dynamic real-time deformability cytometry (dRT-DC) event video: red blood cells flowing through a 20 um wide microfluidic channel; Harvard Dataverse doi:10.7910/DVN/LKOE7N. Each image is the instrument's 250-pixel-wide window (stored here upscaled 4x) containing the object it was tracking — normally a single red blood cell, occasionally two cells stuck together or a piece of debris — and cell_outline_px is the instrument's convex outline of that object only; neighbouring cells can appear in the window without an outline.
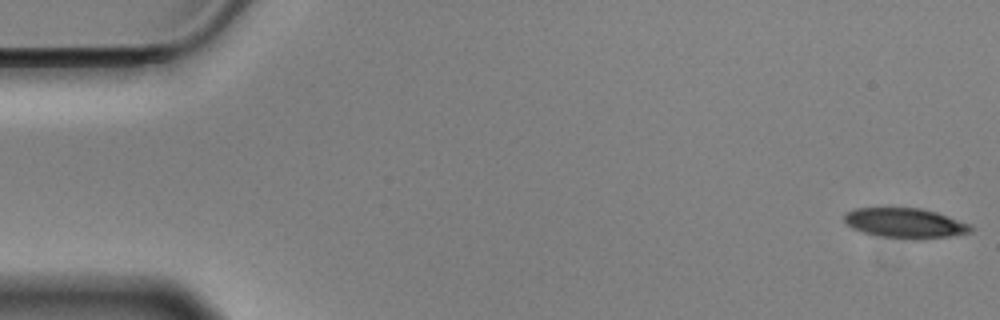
{"species": "Egyptian fruit bat (a non-hibernating species)", "species_latin": "Rousettus aegyptiacus", "temperature_condition": "cold", "stored_images_in_passage": 57, "camera_frame_rate_fps": 3000, "um_per_image_px": 0.085, "animal": {"sex": "male"}, "frame": {"image": 1, "passage_image": 1, "time_ms": 0.0, "image_size_px": [1000, 320], "cell_outline_px": [[976, 228], [972, 232], [948, 236], [920, 240], [912, 240], [880, 236], [864, 232], [852, 228], [844, 220], [844, 216], [848, 212], [856, 208], [920, 208], [936, 212], [972, 224]], "centroid_in_image_um": [77.01, 18.98], "position_along_channel_um": 8.0, "area_um2": 22.2}}
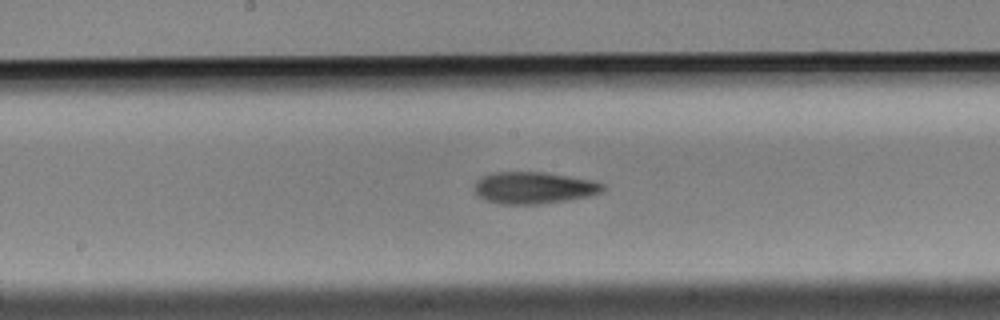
{"frame": {"image": 2, "passage_image": 29, "time_ms": 9.333, "image_size_px": [1000, 320], "cell_outline_px": [[604, 188], [600, 192], [588, 196], [568, 200], [540, 204], [500, 204], [484, 200], [476, 196], [472, 192], [472, 188], [476, 180], [480, 176], [492, 172], [544, 172], [596, 180], [604, 184]], "centroid_in_image_um": [45.3, 15.96], "position_along_channel_um": 202.9, "area_um2": 24.33}}
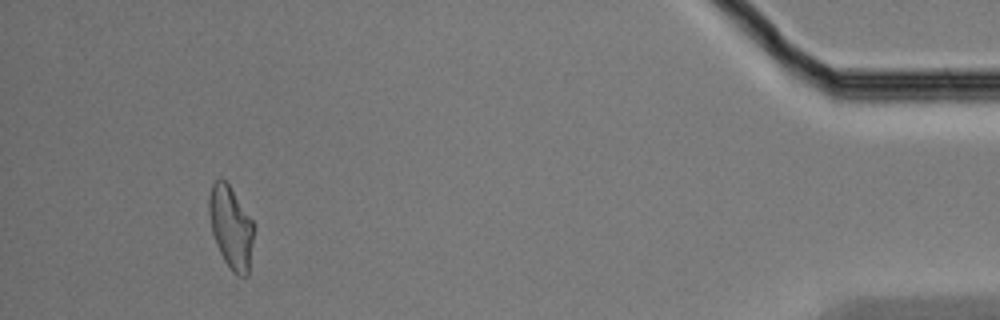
{"frame": {"image": 3, "passage_image": 53, "time_ms": 17.333, "image_size_px": [1000, 320], "cell_outline_px": [[256, 224], [248, 276], [236, 276], [232, 272], [224, 260], [216, 244], [212, 232], [208, 212], [208, 196], [212, 184], [216, 180], [224, 180], [228, 184]], "centroid_in_image_um": [19.65, 19.35], "position_along_channel_um": 415.5, "area_um2": 21.85}, "authors_computed_cell_mechanics": {"area_um2": 23.0622, "velocity_mm_per_s": 3.5086, "shape_relaxation_time_tau1_ms": 4.5105, "shape_relaxation_time_tau2_ms": 9.1685, "deformation_change_tau1": 0.1513, "deformation_change_tau2": 0.1837}}